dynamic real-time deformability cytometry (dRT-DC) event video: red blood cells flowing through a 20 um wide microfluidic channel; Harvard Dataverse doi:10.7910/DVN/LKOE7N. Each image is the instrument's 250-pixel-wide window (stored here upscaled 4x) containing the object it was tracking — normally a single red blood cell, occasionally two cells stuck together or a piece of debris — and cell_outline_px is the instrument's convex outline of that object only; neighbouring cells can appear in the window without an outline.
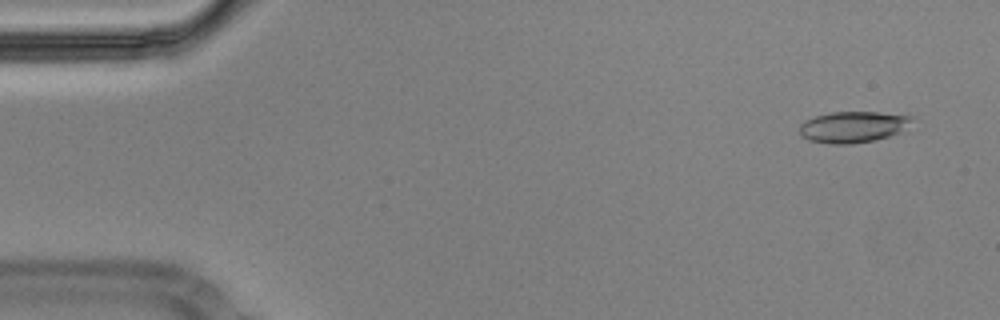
{"species": "Egyptian fruit bat (a non-hibernating species)", "species_latin": "Rousettus aegyptiacus", "temperature_condition": "cold", "stored_images_in_passage": 55, "camera_frame_rate_fps": 3000, "um_per_image_px": 0.085, "animal": {"sex": "male"}, "frame": {"image": 1, "passage_image": 3, "time_ms": 0.667, "image_size_px": [1000, 320], "cell_outline_px": [[912, 116], [900, 132], [876, 140], [852, 144], [832, 144], [808, 140], [800, 136], [800, 124], [804, 120], [816, 116], [832, 112], [880, 112]], "centroid_in_image_um": [72.42, 10.79], "position_along_channel_um": 12.6, "area_um2": 20.23}}
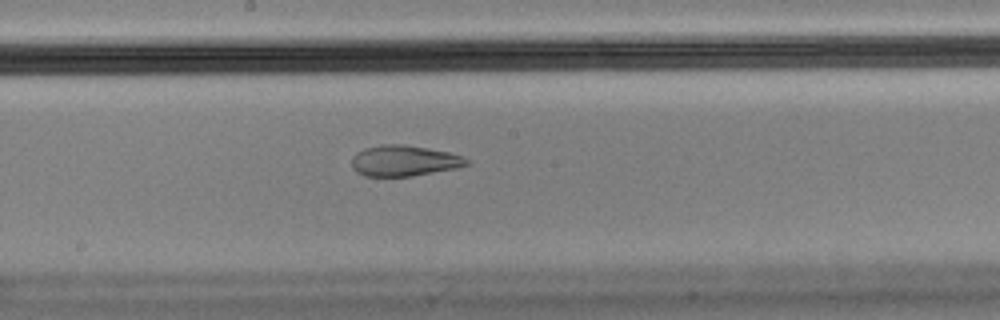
{"frame": {"image": 2, "passage_image": 29, "time_ms": 9.333, "image_size_px": [1000, 320], "cell_outline_px": [[468, 164], [456, 168], [412, 176], [364, 176], [356, 172], [352, 168], [352, 156], [356, 152], [364, 148], [380, 144], [404, 144], [428, 148], [448, 152], [464, 156], [468, 160]], "centroid_in_image_um": [34.31, 13.65], "position_along_channel_um": 213.9, "area_um2": 20.75}}
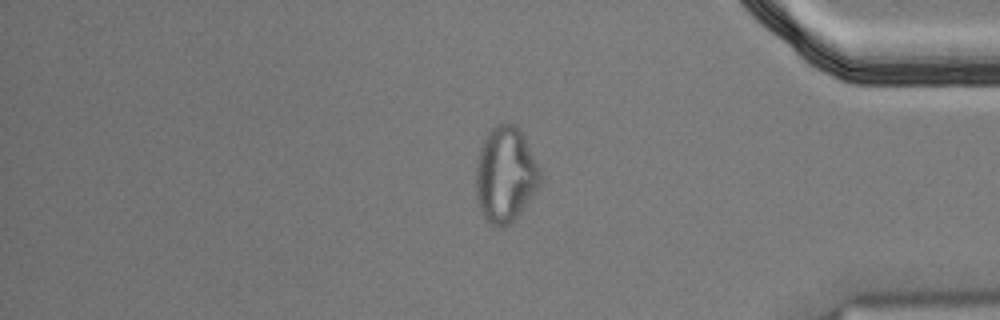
{"frame": {"image": 3, "passage_image": 46, "time_ms": 15.0, "image_size_px": [1000, 320], "cell_outline_px": [[540, 188], [520, 212], [508, 224], [496, 228], [480, 212], [476, 200], [476, 160], [480, 148], [488, 132], [496, 124], [508, 120], [516, 124], [520, 128], [540, 168]], "centroid_in_image_um": [42.96, 14.8], "position_along_channel_um": 392.2, "area_um2": 36.18}, "authors_computed_cell_mechanics": {"area_um2": 21.3282, "velocity_mm_per_s": 3.5925, "shape_relaxation_time_tau1_ms": null, "shape_relaxation_time_tau2_ms": 1.6849, "deformation_change_tau1": null, "deformation_change_tau2": 0.0875}}